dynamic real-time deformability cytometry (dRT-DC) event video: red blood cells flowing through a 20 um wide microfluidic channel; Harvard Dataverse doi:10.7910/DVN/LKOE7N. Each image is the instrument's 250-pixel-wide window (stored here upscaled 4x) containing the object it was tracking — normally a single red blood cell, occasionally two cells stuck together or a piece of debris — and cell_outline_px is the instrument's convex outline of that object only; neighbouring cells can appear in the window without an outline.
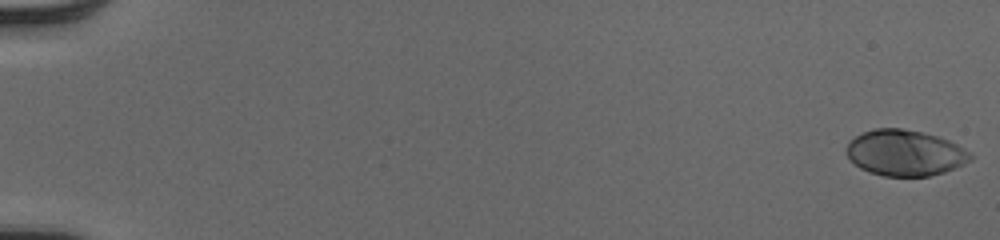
{"species": "human", "species_latin": "Homo sapiens", "temperature_condition": "cold", "stored_images_in_passage": 52, "camera_frame_rate_fps": 3000, "um_per_image_px": 0.085, "donor": {"sex": "male"}, "frame": {"image": 1, "passage_image": 1, "time_ms": 0.0, "image_size_px": [1000, 240], "cell_outline_px": [[972, 160], [964, 164], [944, 172], [928, 176], [884, 176], [868, 172], [860, 168], [848, 156], [848, 144], [856, 136], [864, 132], [876, 128], [900, 128], [924, 132], [948, 140], [972, 152]], "centroid_in_image_um": [76.97, 13.0], "position_along_channel_um": 8.0, "area_um2": 32.95}}
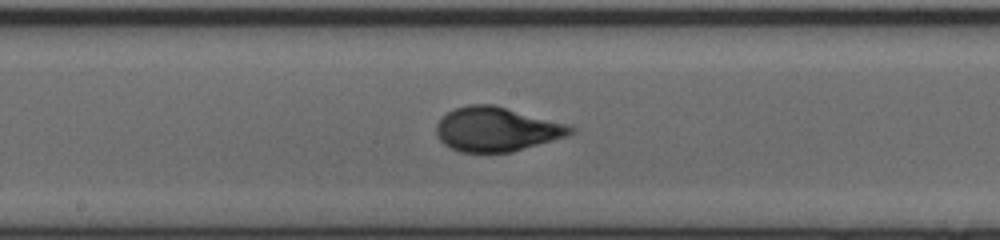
{"frame": {"image": 2, "passage_image": 30, "time_ms": 9.667, "image_size_px": [1000, 240], "cell_outline_px": [[576, 132], [568, 136], [512, 152], [460, 152], [444, 144], [436, 136], [436, 124], [448, 112], [456, 108], [468, 104], [492, 104], [572, 124], [576, 128]], "centroid_in_image_um": [42.28, 10.98], "position_along_channel_um": 205.9, "area_um2": 34.97}}
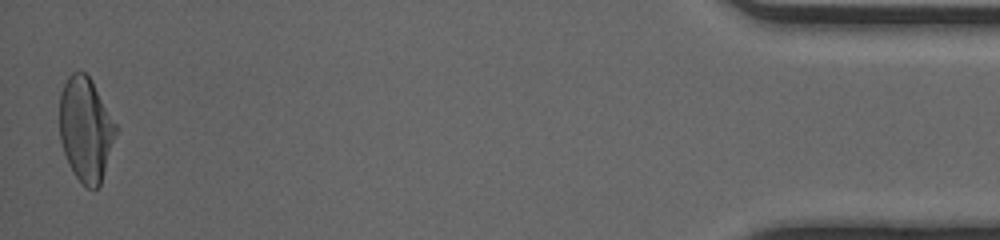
{"frame": {"image": 3, "passage_image": 52, "time_ms": 17.0, "image_size_px": [1000, 240], "cell_outline_px": [[120, 128], [100, 184], [96, 188], [88, 188], [76, 176], [68, 164], [60, 140], [60, 92], [68, 76], [72, 72], [84, 72], [92, 80]], "centroid_in_image_um": [7.32, 10.96], "position_along_channel_um": 427.9, "area_um2": 34.51}, "authors_computed_cell_mechanics": {"area_um2": 33.6396, "velocity_mm_per_s": 4.1041, "shape_relaxation_time_tau1_ms": 3.1366, "shape_relaxation_time_tau2_ms": null, "deformation_change_tau1": 0.1724, "deformation_change_tau2": null}}